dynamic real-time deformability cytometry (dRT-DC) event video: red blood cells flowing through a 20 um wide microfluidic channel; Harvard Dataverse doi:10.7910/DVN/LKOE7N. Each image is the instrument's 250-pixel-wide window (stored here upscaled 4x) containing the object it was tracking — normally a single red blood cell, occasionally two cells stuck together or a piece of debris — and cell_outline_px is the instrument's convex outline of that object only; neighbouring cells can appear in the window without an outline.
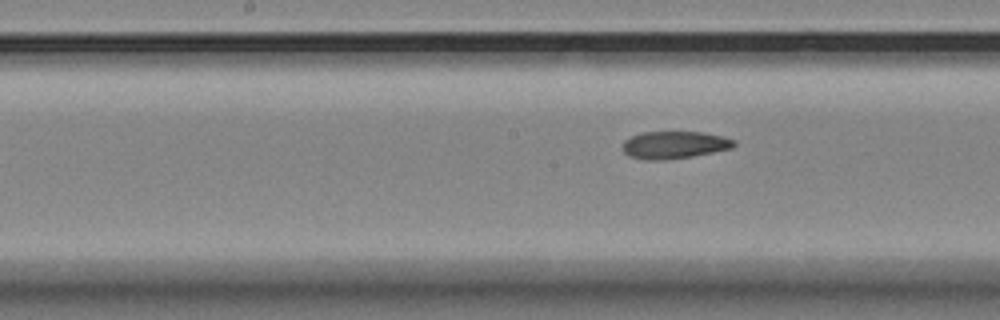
{"species": "Egyptian fruit bat (a non-hibernating species)", "species_latin": "Rousettus aegyptiacus", "temperature_condition": "room temperature", "stored_images_in_passage": 11, "segment_of_instrument_passage": [2, 2], "camera_frame_rate_fps": 3000, "um_per_image_px": 0.085, "animal": {"sex": "female"}, "frame": {"image": 1, "passage_image": 11, "time_ms": 12.667, "image_size_px": [1000, 320], "cell_outline_px": [[736, 144], [732, 148], [692, 156], [668, 160], [644, 160], [628, 156], [624, 152], [624, 140], [640, 132], [704, 132], [736, 140]], "centroid_in_image_um": [57.31, 12.32], "position_along_channel_um": 190.9, "area_um2": 17.8}}